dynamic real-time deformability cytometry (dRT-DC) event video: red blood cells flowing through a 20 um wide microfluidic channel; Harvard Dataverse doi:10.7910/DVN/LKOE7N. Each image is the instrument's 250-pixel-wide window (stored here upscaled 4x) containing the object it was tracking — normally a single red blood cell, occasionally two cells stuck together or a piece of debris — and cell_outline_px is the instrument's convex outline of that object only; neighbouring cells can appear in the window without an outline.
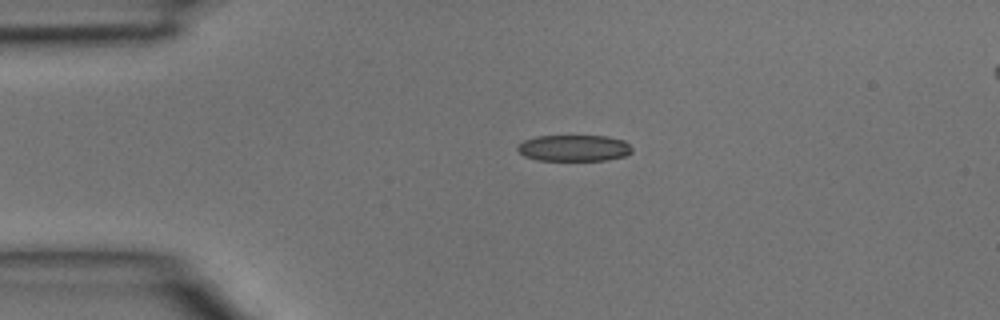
{"species": "common noctule bat (a hibernating species)", "species_latin": "Nyctalus noctula", "temperature_condition": "room temperature", "stored_images_in_passage": 3, "camera_frame_rate_fps": 3000, "um_per_image_px": 0.085, "animal": {"sex": "male", "body_mass_g": 15.6}, "frame": {"image": 1, "passage_image": 2, "time_ms": 0.333, "image_size_px": [1000, 320], "cell_outline_px": [[632, 152], [624, 156], [604, 160], [536, 160], [524, 156], [516, 148], [524, 140], [536, 136], [608, 136], [624, 140], [632, 148]], "centroid_in_image_um": [48.79, 12.58], "position_along_channel_um": 36.2, "area_um2": 17.51}}